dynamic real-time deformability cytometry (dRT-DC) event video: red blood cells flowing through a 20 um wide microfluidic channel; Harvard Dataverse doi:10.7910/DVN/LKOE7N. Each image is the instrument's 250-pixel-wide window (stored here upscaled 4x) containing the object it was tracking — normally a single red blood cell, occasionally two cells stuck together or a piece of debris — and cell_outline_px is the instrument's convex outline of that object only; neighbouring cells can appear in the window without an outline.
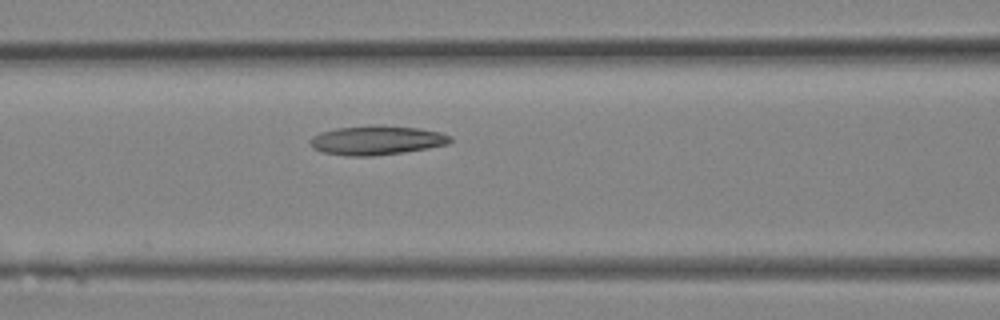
{"species": "Egyptian fruit bat (a non-hibernating species)", "species_latin": "Rousettus aegyptiacus", "temperature_condition": "room temperature", "stored_images_in_passage": 14, "camera_frame_rate_fps": 3000, "um_per_image_px": 0.085, "animal": {"sex": "female"}, "frame": {"image": 1, "passage_image": 12, "time_ms": 3.667, "image_size_px": [1000, 320], "cell_outline_px": [[452, 140], [448, 144], [428, 148], [404, 152], [372, 156], [348, 156], [324, 152], [312, 148], [308, 144], [308, 140], [312, 136], [320, 132], [336, 128], [416, 128], [440, 132], [452, 136]], "centroid_in_image_um": [31.98, 11.97], "position_along_channel_um": 134.6, "area_um2": 22.89}}
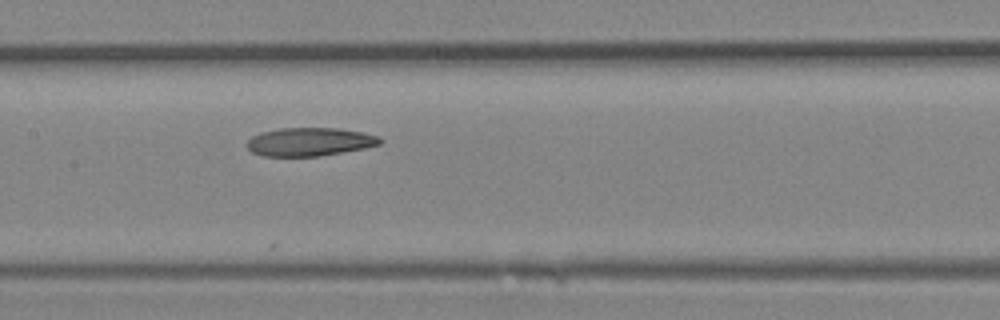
{"frame": {"image": 2, "passage_image": 14, "time_ms": 4.333, "image_size_px": [1000, 320], "cell_outline_px": [[384, 140], [380, 144], [364, 148], [320, 156], [264, 156], [252, 152], [248, 148], [248, 140], [252, 136], [260, 132], [280, 128], [336, 128], [364, 132], [380, 136]], "centroid_in_image_um": [26.35, 12.05], "position_along_channel_um": 181.1, "area_um2": 22.02}}